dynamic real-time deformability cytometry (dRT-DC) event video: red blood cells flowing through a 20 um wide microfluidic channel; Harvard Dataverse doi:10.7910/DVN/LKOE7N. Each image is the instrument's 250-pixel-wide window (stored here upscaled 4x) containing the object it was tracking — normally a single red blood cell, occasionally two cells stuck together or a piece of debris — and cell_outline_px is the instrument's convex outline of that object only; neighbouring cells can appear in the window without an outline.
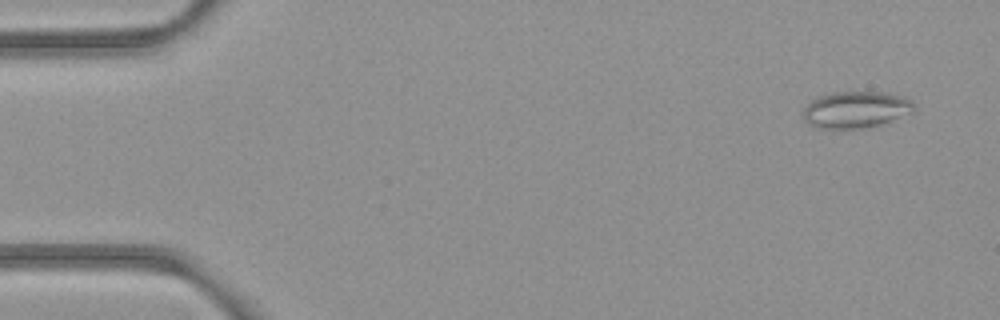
{"species": "common noctule bat (a hibernating species)", "species_latin": "Nyctalus noctula", "temperature_condition": "room temperature", "stored_images_in_passage": 51, "camera_frame_rate_fps": 3000, "um_per_image_px": 0.085, "animal": {"sex": "female", "body_mass_g": 21.9}, "frame": {"image": 1, "passage_image": 4, "time_ms": 1.0, "image_size_px": [1000, 320], "cell_outline_px": [[916, 108], [912, 112], [880, 124], [868, 128], [820, 128], [808, 124], [804, 120], [804, 108], [816, 96], [832, 92], [888, 92], [912, 100]], "centroid_in_image_um": [72.74, 9.31], "position_along_channel_um": 12.3, "area_um2": 23.64}}
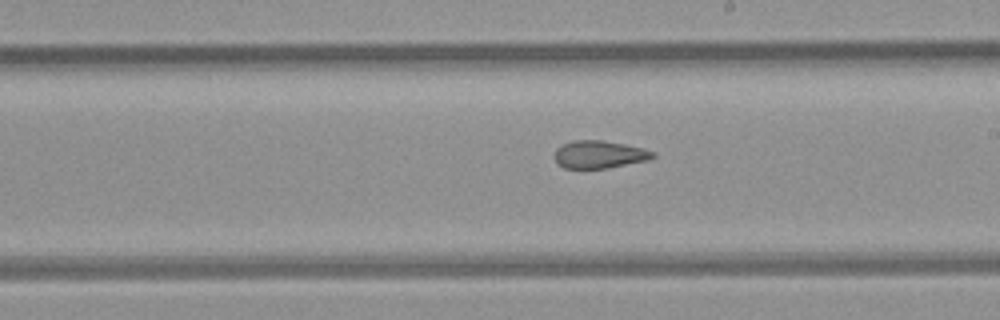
{"frame": {"image": 2, "passage_image": 31, "time_ms": 10.0, "image_size_px": [1000, 320], "cell_outline_px": [[656, 156], [648, 160], [608, 168], [564, 168], [556, 164], [552, 156], [556, 148], [560, 144], [572, 140], [600, 140], [624, 144], [656, 152]], "centroid_in_image_um": [50.87, 13.13], "position_along_channel_um": 238.1, "area_um2": 16.07}}
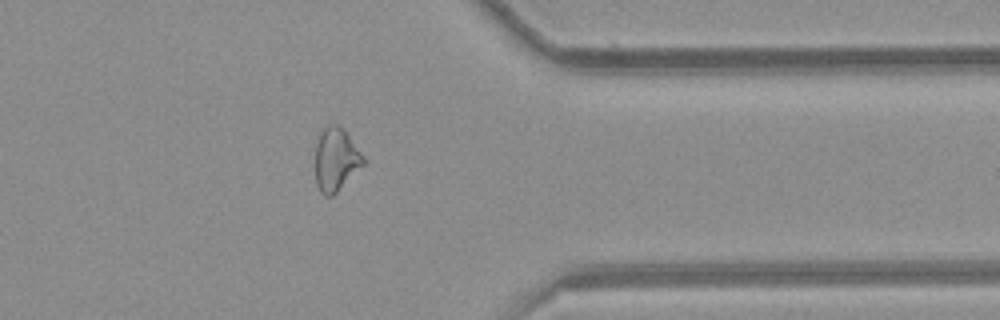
{"frame": {"image": 3, "passage_image": 43, "time_ms": 14.0, "image_size_px": [1000, 320], "cell_outline_px": [[364, 164], [332, 196], [324, 196], [320, 192], [316, 184], [316, 144], [320, 128], [328, 124], [336, 124], [344, 128], [364, 156]], "centroid_in_image_um": [28.53, 13.51], "position_along_channel_um": 382.9, "area_um2": 17.8}, "authors_computed_cell_mechanics": {"area_um2": 18.6694, "velocity_mm_per_s": 3.9415, "shape_relaxation_time_tau1_ms": null, "shape_relaxation_time_tau2_ms": 2.7839, "deformation_change_tau1": null, "deformation_change_tau2": 0.0963}}